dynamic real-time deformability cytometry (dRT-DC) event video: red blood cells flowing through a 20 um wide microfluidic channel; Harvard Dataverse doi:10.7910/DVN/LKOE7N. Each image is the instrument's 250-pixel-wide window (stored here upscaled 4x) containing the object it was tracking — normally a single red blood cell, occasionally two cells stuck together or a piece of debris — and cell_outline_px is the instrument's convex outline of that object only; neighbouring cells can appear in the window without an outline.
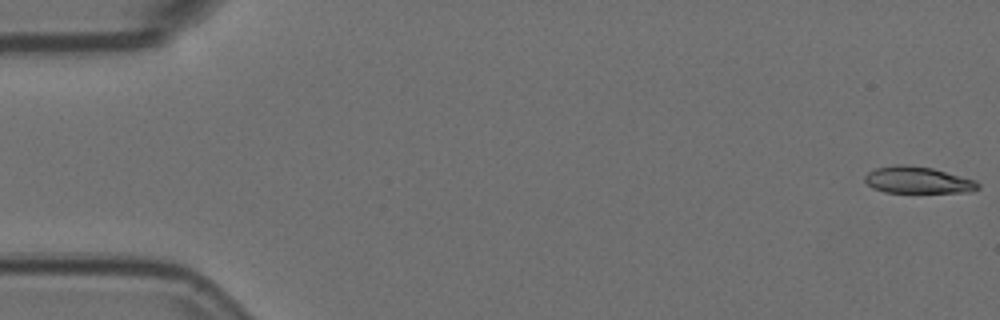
{"species": "Egyptian fruit bat (a non-hibernating species)", "species_latin": "Rousettus aegyptiacus", "temperature_condition": "room temperature", "stored_images_in_passage": 5, "camera_frame_rate_fps": 3000, "um_per_image_px": 0.085, "animal": {"sex": "female"}, "frame": {"image": 1, "passage_image": 1, "time_ms": 0.0, "image_size_px": [1000, 320], "cell_outline_px": [[980, 188], [968, 192], [884, 192], [872, 188], [864, 180], [864, 176], [868, 172], [876, 168], [896, 164], [908, 164], [932, 168], [976, 180], [980, 184]], "centroid_in_image_um": [78.0, 15.3], "position_along_channel_um": 7.0, "area_um2": 17.69}}
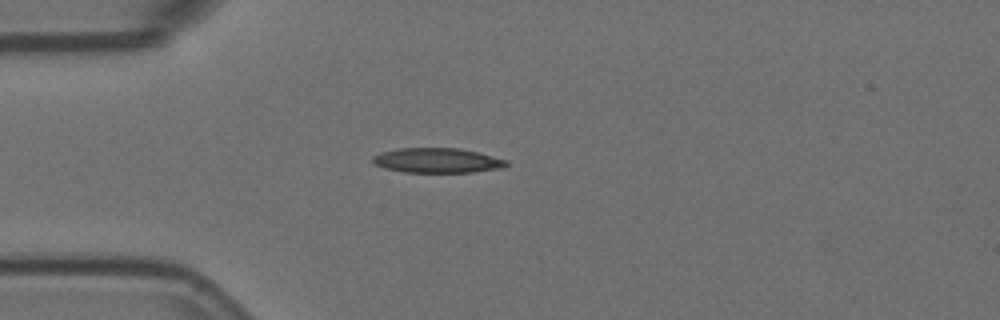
{"frame": {"image": 2, "passage_image": 5, "time_ms": 1.333, "image_size_px": [1000, 320], "cell_outline_px": [[508, 164], [504, 168], [472, 172], [404, 172], [384, 168], [376, 164], [372, 160], [372, 156], [380, 152], [396, 148], [460, 148], [508, 160]], "centroid_in_image_um": [37.16, 13.63], "position_along_channel_um": 47.8, "area_um2": 19.36}}